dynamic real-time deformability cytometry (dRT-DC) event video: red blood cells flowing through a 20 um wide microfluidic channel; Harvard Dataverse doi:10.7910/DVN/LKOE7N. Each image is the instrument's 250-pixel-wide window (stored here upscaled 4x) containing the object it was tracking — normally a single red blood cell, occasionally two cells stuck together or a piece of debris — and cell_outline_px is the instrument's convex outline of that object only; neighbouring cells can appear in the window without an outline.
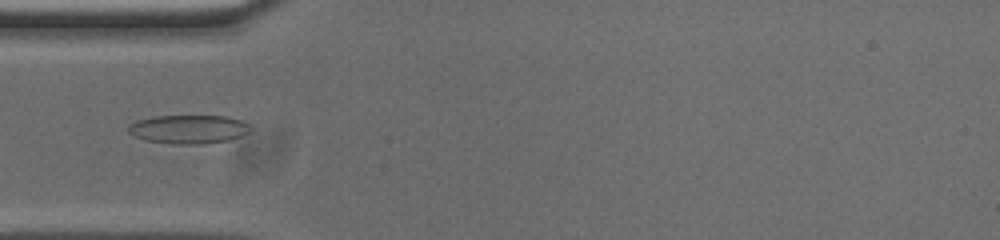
{"species": "common noctule bat (a hibernating species)", "species_latin": "Nyctalus noctula", "temperature_condition": "cold", "stored_images_in_passage": 54, "camera_frame_rate_fps": 3000, "um_per_image_px": 0.085, "animal": {"sex": "male", "body_mass_g": 20.0, "forearm_length_mm": 53.3}, "frame": {"image": 1, "passage_image": 16, "time_ms": 5.0, "image_size_px": [1000, 240], "cell_outline_px": [[252, 128], [248, 132], [240, 136], [228, 140], [204, 144], [172, 144], [144, 140], [128, 132], [128, 124], [136, 120], [152, 116], [224, 116], [240, 120], [248, 124]], "centroid_in_image_um": [15.99, 10.98], "position_along_channel_um": 69.0, "area_um2": 20.46}}
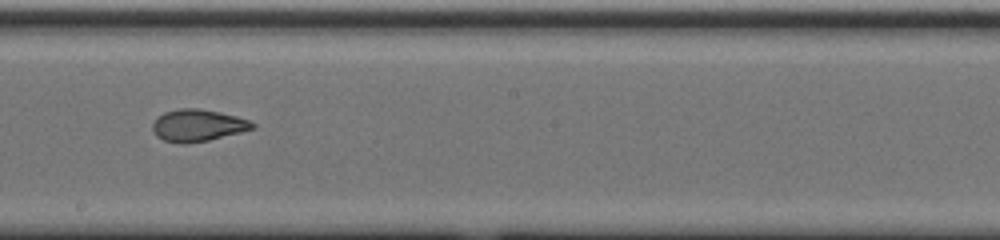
{"frame": {"image": 2, "passage_image": 29, "time_ms": 9.333, "image_size_px": [1000, 240], "cell_outline_px": [[256, 128], [208, 140], [184, 144], [180, 144], [164, 140], [156, 136], [152, 128], [152, 124], [164, 112], [180, 108], [200, 108], [220, 112], [236, 116], [248, 120], [256, 124]], "centroid_in_image_um": [16.81, 10.65], "position_along_channel_um": 231.4, "area_um2": 18.55}}
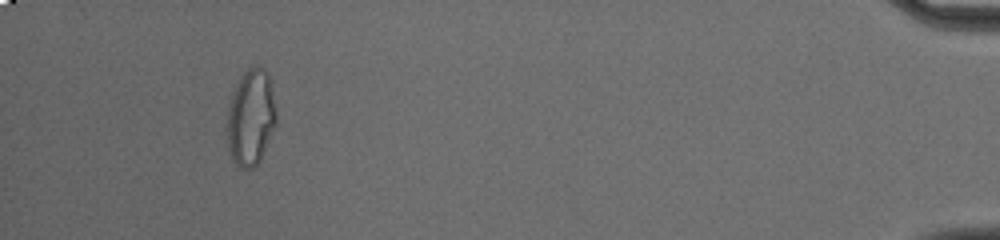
{"frame": {"image": 3, "passage_image": 50, "time_ms": 16.333, "image_size_px": [1000, 240], "cell_outline_px": [[276, 124], [260, 160], [252, 168], [240, 168], [236, 164], [228, 148], [228, 108], [236, 84], [244, 72], [248, 68], [256, 64], [260, 64], [268, 72], [272, 84], [276, 108]], "centroid_in_image_um": [21.35, 9.92], "position_along_channel_um": 413.8, "area_um2": 27.57}, "authors_computed_cell_mechanics": {"area_um2": 19.652, "velocity_mm_per_s": 3.7324, "shape_relaxation_time_tau1_ms": 11.144, "shape_relaxation_time_tau2_ms": 1.3548, "deformation_change_tau1": 0.2522, "deformation_change_tau2": 0.0617}}